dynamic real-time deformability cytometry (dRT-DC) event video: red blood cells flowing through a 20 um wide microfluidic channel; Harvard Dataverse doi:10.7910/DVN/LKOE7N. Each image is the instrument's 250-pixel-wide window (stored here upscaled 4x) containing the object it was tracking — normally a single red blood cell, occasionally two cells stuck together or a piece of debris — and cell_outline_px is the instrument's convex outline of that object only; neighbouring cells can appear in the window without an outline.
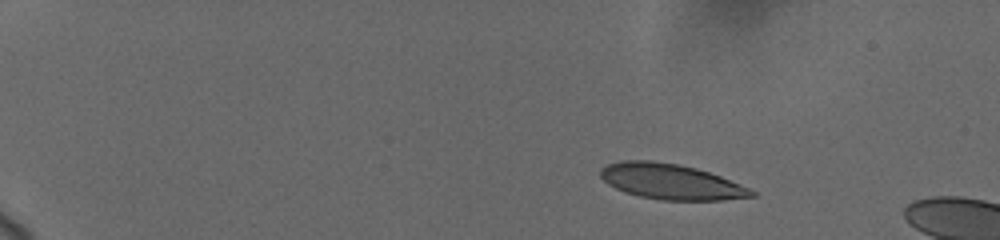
{"species": "human", "species_latin": "Homo sapiens", "temperature_condition": "cold", "stored_images_in_passage": 6, "camera_frame_rate_fps": 3000, "um_per_image_px": 0.085, "donor": {"sex": "female"}, "frame": {"image": 1, "passage_image": 1, "time_ms": 0.0, "image_size_px": [1000, 240], "cell_outline_px": [[756, 196], [724, 200], [660, 200], [640, 196], [624, 192], [608, 184], [600, 176], [600, 168], [608, 164], [620, 160], [652, 160], [680, 164], [696, 168], [720, 176], [748, 188], [756, 192]], "centroid_in_image_um": [57.0, 15.43], "position_along_channel_um": 28.0, "area_um2": 31.21}}